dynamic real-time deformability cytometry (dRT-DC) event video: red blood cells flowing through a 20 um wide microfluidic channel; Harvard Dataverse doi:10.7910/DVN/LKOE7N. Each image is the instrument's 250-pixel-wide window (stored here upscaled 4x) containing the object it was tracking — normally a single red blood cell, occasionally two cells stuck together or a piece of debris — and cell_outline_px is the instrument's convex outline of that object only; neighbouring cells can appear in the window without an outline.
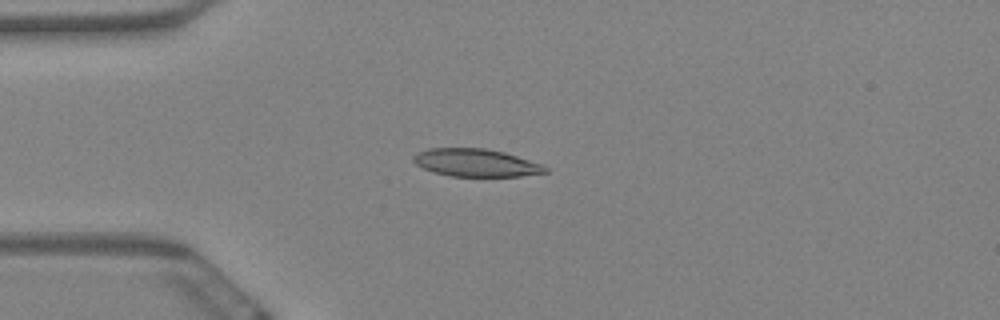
{"species": "Egyptian fruit bat (a non-hibernating species)", "species_latin": "Rousettus aegyptiacus", "temperature_condition": "warm", "stored_images_in_passage": 59, "camera_frame_rate_fps": 3000, "um_per_image_px": 0.085, "animal": {"sex": "female"}, "frame": {"image": 1, "passage_image": 15, "time_ms": 4.667, "image_size_px": [1000, 320], "cell_outline_px": [[548, 172], [520, 176], [448, 176], [424, 168], [416, 164], [412, 160], [412, 156], [416, 152], [428, 148], [488, 148], [504, 152], [540, 164], [548, 168]], "centroid_in_image_um": [40.41, 13.82], "position_along_channel_um": 44.6, "area_um2": 21.21}}
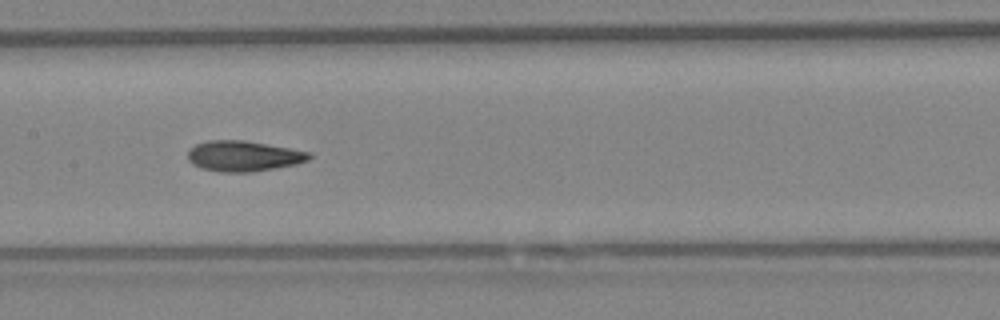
{"frame": {"image": 2, "passage_image": 29, "time_ms": 9.333, "image_size_px": [1000, 320], "cell_outline_px": [[312, 156], [308, 160], [296, 164], [252, 172], [220, 172], [200, 168], [192, 164], [188, 160], [188, 152], [196, 144], [208, 140], [244, 140], [312, 152]], "centroid_in_image_um": [20.7, 13.27], "position_along_channel_um": 186.7, "area_um2": 21.62}}
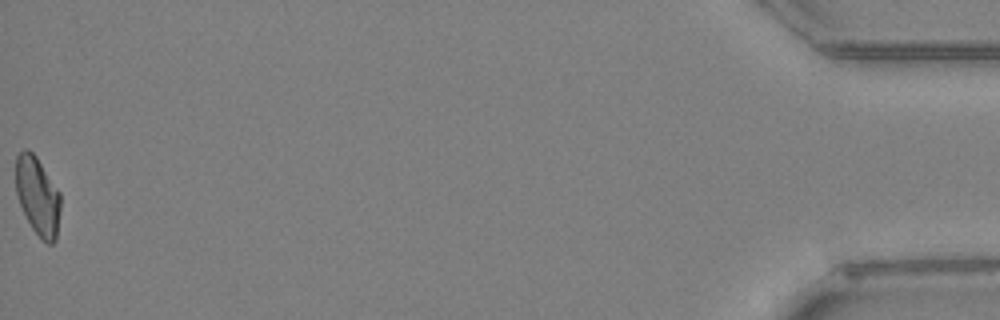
{"frame": {"image": 3, "passage_image": 59, "time_ms": 19.333, "image_size_px": [1000, 320], "cell_outline_px": [[60, 208], [56, 240], [52, 244], [48, 244], [32, 228], [20, 204], [16, 192], [16, 156], [24, 148], [28, 148], [36, 156], [60, 192]], "centroid_in_image_um": [3.2, 16.63], "position_along_channel_um": 432.0, "area_um2": 20.23}, "authors_computed_cell_mechanics": {"area_um2": 21.097, "velocity_mm_per_s": 3.4685, "shape_relaxation_time_tau1_ms": null, "shape_relaxation_time_tau2_ms": 3.2526, "deformation_change_tau1": null, "deformation_change_tau2": 0.0996}}